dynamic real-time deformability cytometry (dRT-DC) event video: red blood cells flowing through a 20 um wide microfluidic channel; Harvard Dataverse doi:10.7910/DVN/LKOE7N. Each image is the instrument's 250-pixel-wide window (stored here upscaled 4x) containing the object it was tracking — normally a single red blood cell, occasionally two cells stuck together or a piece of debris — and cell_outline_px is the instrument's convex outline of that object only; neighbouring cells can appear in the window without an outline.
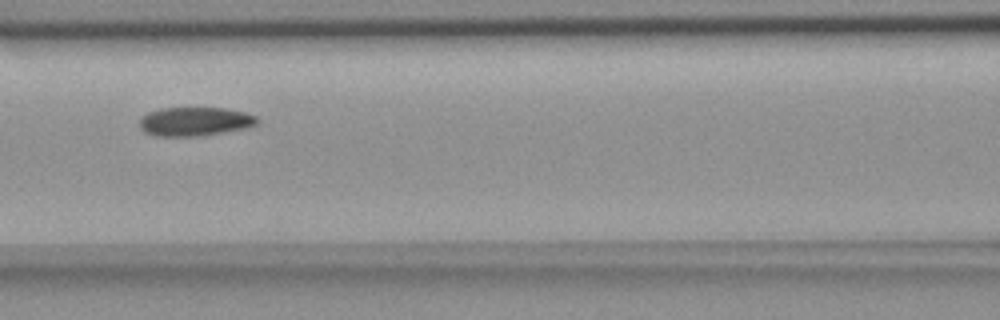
{"species": "common noctule bat (a hibernating species)", "species_latin": "Nyctalus noctula", "temperature_condition": "room temperature", "stored_images_in_passage": 7, "segment_of_instrument_passage": [1, 2], "camera_frame_rate_fps": 3000, "um_per_image_px": 0.085, "animal": {"sex": "female", "body_mass_g": 18.4}, "frame": {"image": 1, "passage_image": 6, "time_ms": 5.667, "image_size_px": [1000, 320], "cell_outline_px": [[260, 120], [256, 124], [244, 128], [200, 136], [152, 136], [144, 132], [140, 128], [140, 116], [148, 112], [160, 108], [228, 108], [244, 112], [256, 116]], "centroid_in_image_um": [16.52, 10.32], "position_along_channel_um": 150.1, "area_um2": 19.88}}